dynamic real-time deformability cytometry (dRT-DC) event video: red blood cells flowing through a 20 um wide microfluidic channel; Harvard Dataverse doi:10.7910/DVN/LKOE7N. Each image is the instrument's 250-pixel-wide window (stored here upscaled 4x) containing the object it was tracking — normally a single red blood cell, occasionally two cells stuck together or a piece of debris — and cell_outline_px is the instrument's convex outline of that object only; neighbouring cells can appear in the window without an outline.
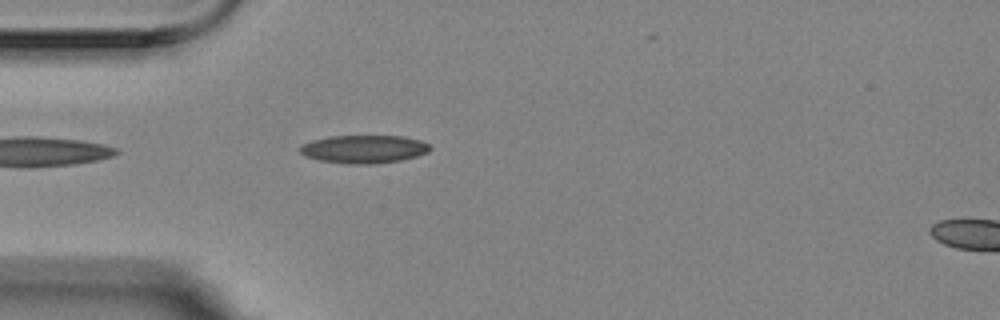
{"species": "Egyptian fruit bat (a non-hibernating species)", "species_latin": "Rousettus aegyptiacus", "temperature_condition": "room temperature", "stored_images_in_passage": 2, "segment_of_instrument_passage": [1, 2], "camera_frame_rate_fps": 3000, "um_per_image_px": 0.085, "animal": {"sex": "female"}, "frame": {"image": 1, "passage_image": 1, "time_ms": 0.0, "image_size_px": [1000, 320], "cell_outline_px": [[432, 148], [428, 152], [416, 156], [400, 160], [376, 164], [348, 164], [320, 160], [304, 156], [300, 152], [300, 148], [304, 144], [312, 140], [328, 136], [400, 136], [420, 140], [428, 144]], "centroid_in_image_um": [30.93, 12.68], "position_along_channel_um": 54.1, "area_um2": 21.21}}